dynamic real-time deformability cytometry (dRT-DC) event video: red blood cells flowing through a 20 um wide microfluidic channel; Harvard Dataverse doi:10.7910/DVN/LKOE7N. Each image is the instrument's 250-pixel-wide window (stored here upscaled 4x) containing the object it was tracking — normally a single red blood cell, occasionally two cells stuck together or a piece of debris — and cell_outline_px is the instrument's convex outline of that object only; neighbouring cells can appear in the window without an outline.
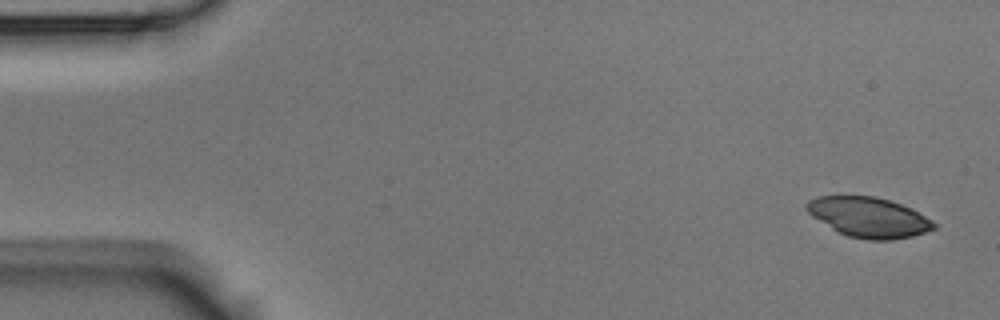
{"species": "Egyptian fruit bat (a non-hibernating species)", "species_latin": "Rousettus aegyptiacus", "temperature_condition": "room temperature", "stored_images_in_passage": 5, "camera_frame_rate_fps": 3000, "um_per_image_px": 0.085, "animal": {"sex": "male"}, "frame": {"image": 1, "passage_image": 1, "time_ms": 0.0, "image_size_px": [1000, 320], "cell_outline_px": [[936, 228], [912, 236], [888, 240], [868, 240], [848, 236], [832, 228], [812, 216], [804, 208], [804, 204], [808, 200], [820, 196], [876, 196], [900, 204], [932, 220], [936, 224]], "centroid_in_image_um": [73.81, 18.46], "position_along_channel_um": 11.2, "area_um2": 29.3}}
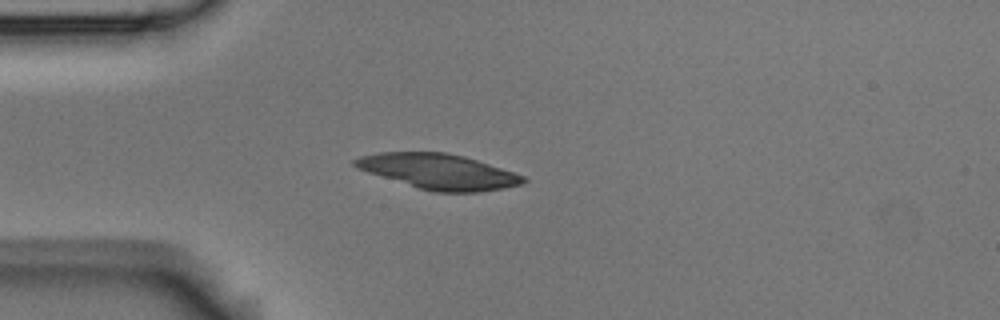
{"frame": {"image": 2, "passage_image": 4, "time_ms": 1.0, "image_size_px": [1000, 320], "cell_outline_px": [[528, 180], [524, 184], [504, 188], [480, 192], [432, 192], [368, 172], [356, 168], [352, 164], [352, 160], [360, 156], [380, 152], [444, 152], [464, 156], [524, 176]], "centroid_in_image_um": [37.27, 14.58], "position_along_channel_um": 47.7, "area_um2": 34.33}}